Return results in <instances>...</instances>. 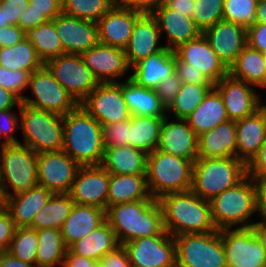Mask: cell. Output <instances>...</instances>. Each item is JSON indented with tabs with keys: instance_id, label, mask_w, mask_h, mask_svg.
<instances>
[{
	"instance_id": "cell-1",
	"label": "cell",
	"mask_w": 266,
	"mask_h": 267,
	"mask_svg": "<svg viewBox=\"0 0 266 267\" xmlns=\"http://www.w3.org/2000/svg\"><path fill=\"white\" fill-rule=\"evenodd\" d=\"M163 212L164 229L173 237L217 231L209 200L191 190L169 193L158 199Z\"/></svg>"
},
{
	"instance_id": "cell-2",
	"label": "cell",
	"mask_w": 266,
	"mask_h": 267,
	"mask_svg": "<svg viewBox=\"0 0 266 267\" xmlns=\"http://www.w3.org/2000/svg\"><path fill=\"white\" fill-rule=\"evenodd\" d=\"M80 166H99L104 157L102 125L80 105L63 116V148Z\"/></svg>"
},
{
	"instance_id": "cell-3",
	"label": "cell",
	"mask_w": 266,
	"mask_h": 267,
	"mask_svg": "<svg viewBox=\"0 0 266 267\" xmlns=\"http://www.w3.org/2000/svg\"><path fill=\"white\" fill-rule=\"evenodd\" d=\"M106 221L120 245L142 237L161 234L163 212L158 200H140L109 206Z\"/></svg>"
},
{
	"instance_id": "cell-4",
	"label": "cell",
	"mask_w": 266,
	"mask_h": 267,
	"mask_svg": "<svg viewBox=\"0 0 266 267\" xmlns=\"http://www.w3.org/2000/svg\"><path fill=\"white\" fill-rule=\"evenodd\" d=\"M193 167L194 162L158 149L149 153L146 180L151 197L191 190Z\"/></svg>"
},
{
	"instance_id": "cell-5",
	"label": "cell",
	"mask_w": 266,
	"mask_h": 267,
	"mask_svg": "<svg viewBox=\"0 0 266 267\" xmlns=\"http://www.w3.org/2000/svg\"><path fill=\"white\" fill-rule=\"evenodd\" d=\"M210 205L218 230L233 229V226L234 229L252 227L255 222L251 221L250 217L256 213L254 180L246 176L236 186L213 197Z\"/></svg>"
},
{
	"instance_id": "cell-6",
	"label": "cell",
	"mask_w": 266,
	"mask_h": 267,
	"mask_svg": "<svg viewBox=\"0 0 266 267\" xmlns=\"http://www.w3.org/2000/svg\"><path fill=\"white\" fill-rule=\"evenodd\" d=\"M247 176L246 164L235 157L197 158L194 161L191 191L211 200Z\"/></svg>"
},
{
	"instance_id": "cell-7",
	"label": "cell",
	"mask_w": 266,
	"mask_h": 267,
	"mask_svg": "<svg viewBox=\"0 0 266 267\" xmlns=\"http://www.w3.org/2000/svg\"><path fill=\"white\" fill-rule=\"evenodd\" d=\"M20 109V130L23 132V145L35 153L62 151L63 116L39 110L23 103Z\"/></svg>"
},
{
	"instance_id": "cell-8",
	"label": "cell",
	"mask_w": 266,
	"mask_h": 267,
	"mask_svg": "<svg viewBox=\"0 0 266 267\" xmlns=\"http://www.w3.org/2000/svg\"><path fill=\"white\" fill-rule=\"evenodd\" d=\"M37 156L23 143L0 146L1 202L6 197L27 191L38 184Z\"/></svg>"
},
{
	"instance_id": "cell-9",
	"label": "cell",
	"mask_w": 266,
	"mask_h": 267,
	"mask_svg": "<svg viewBox=\"0 0 266 267\" xmlns=\"http://www.w3.org/2000/svg\"><path fill=\"white\" fill-rule=\"evenodd\" d=\"M176 267H227L220 231L174 237Z\"/></svg>"
},
{
	"instance_id": "cell-10",
	"label": "cell",
	"mask_w": 266,
	"mask_h": 267,
	"mask_svg": "<svg viewBox=\"0 0 266 267\" xmlns=\"http://www.w3.org/2000/svg\"><path fill=\"white\" fill-rule=\"evenodd\" d=\"M28 89L34 97L29 98L25 95L21 103L35 109L65 116L79 105L45 65L31 73Z\"/></svg>"
},
{
	"instance_id": "cell-11",
	"label": "cell",
	"mask_w": 266,
	"mask_h": 267,
	"mask_svg": "<svg viewBox=\"0 0 266 267\" xmlns=\"http://www.w3.org/2000/svg\"><path fill=\"white\" fill-rule=\"evenodd\" d=\"M44 65L78 103L99 84L79 54H63Z\"/></svg>"
},
{
	"instance_id": "cell-12",
	"label": "cell",
	"mask_w": 266,
	"mask_h": 267,
	"mask_svg": "<svg viewBox=\"0 0 266 267\" xmlns=\"http://www.w3.org/2000/svg\"><path fill=\"white\" fill-rule=\"evenodd\" d=\"M79 105L102 126L131 118L122 83H99Z\"/></svg>"
},
{
	"instance_id": "cell-13",
	"label": "cell",
	"mask_w": 266,
	"mask_h": 267,
	"mask_svg": "<svg viewBox=\"0 0 266 267\" xmlns=\"http://www.w3.org/2000/svg\"><path fill=\"white\" fill-rule=\"evenodd\" d=\"M131 266L176 267V244L166 230L161 234L142 237L123 244Z\"/></svg>"
},
{
	"instance_id": "cell-14",
	"label": "cell",
	"mask_w": 266,
	"mask_h": 267,
	"mask_svg": "<svg viewBox=\"0 0 266 267\" xmlns=\"http://www.w3.org/2000/svg\"><path fill=\"white\" fill-rule=\"evenodd\" d=\"M219 231L227 267H266V252L252 227Z\"/></svg>"
},
{
	"instance_id": "cell-15",
	"label": "cell",
	"mask_w": 266,
	"mask_h": 267,
	"mask_svg": "<svg viewBox=\"0 0 266 267\" xmlns=\"http://www.w3.org/2000/svg\"><path fill=\"white\" fill-rule=\"evenodd\" d=\"M81 166L62 151L37 156V182L53 194L68 193Z\"/></svg>"
},
{
	"instance_id": "cell-16",
	"label": "cell",
	"mask_w": 266,
	"mask_h": 267,
	"mask_svg": "<svg viewBox=\"0 0 266 267\" xmlns=\"http://www.w3.org/2000/svg\"><path fill=\"white\" fill-rule=\"evenodd\" d=\"M110 173L99 166H81L68 192L75 204L107 209Z\"/></svg>"
},
{
	"instance_id": "cell-17",
	"label": "cell",
	"mask_w": 266,
	"mask_h": 267,
	"mask_svg": "<svg viewBox=\"0 0 266 267\" xmlns=\"http://www.w3.org/2000/svg\"><path fill=\"white\" fill-rule=\"evenodd\" d=\"M221 95L228 119L238 121L259 110L260 96L255 87L229 74L214 84Z\"/></svg>"
},
{
	"instance_id": "cell-18",
	"label": "cell",
	"mask_w": 266,
	"mask_h": 267,
	"mask_svg": "<svg viewBox=\"0 0 266 267\" xmlns=\"http://www.w3.org/2000/svg\"><path fill=\"white\" fill-rule=\"evenodd\" d=\"M53 21L64 54L81 55L100 43L96 22L71 17L63 13L56 16Z\"/></svg>"
},
{
	"instance_id": "cell-19",
	"label": "cell",
	"mask_w": 266,
	"mask_h": 267,
	"mask_svg": "<svg viewBox=\"0 0 266 267\" xmlns=\"http://www.w3.org/2000/svg\"><path fill=\"white\" fill-rule=\"evenodd\" d=\"M81 57L98 83H118L131 69L123 49L100 43L83 52Z\"/></svg>"
},
{
	"instance_id": "cell-20",
	"label": "cell",
	"mask_w": 266,
	"mask_h": 267,
	"mask_svg": "<svg viewBox=\"0 0 266 267\" xmlns=\"http://www.w3.org/2000/svg\"><path fill=\"white\" fill-rule=\"evenodd\" d=\"M142 11L114 4L97 22L100 44L125 49Z\"/></svg>"
},
{
	"instance_id": "cell-21",
	"label": "cell",
	"mask_w": 266,
	"mask_h": 267,
	"mask_svg": "<svg viewBox=\"0 0 266 267\" xmlns=\"http://www.w3.org/2000/svg\"><path fill=\"white\" fill-rule=\"evenodd\" d=\"M202 34L228 68L248 45L247 28L226 20L218 21Z\"/></svg>"
},
{
	"instance_id": "cell-22",
	"label": "cell",
	"mask_w": 266,
	"mask_h": 267,
	"mask_svg": "<svg viewBox=\"0 0 266 267\" xmlns=\"http://www.w3.org/2000/svg\"><path fill=\"white\" fill-rule=\"evenodd\" d=\"M168 120L167 114L162 122L157 149L194 162L198 158V135L186 119Z\"/></svg>"
},
{
	"instance_id": "cell-23",
	"label": "cell",
	"mask_w": 266,
	"mask_h": 267,
	"mask_svg": "<svg viewBox=\"0 0 266 267\" xmlns=\"http://www.w3.org/2000/svg\"><path fill=\"white\" fill-rule=\"evenodd\" d=\"M174 52L182 61L201 71L213 84L228 75V67L216 55L203 34L180 45Z\"/></svg>"
},
{
	"instance_id": "cell-24",
	"label": "cell",
	"mask_w": 266,
	"mask_h": 267,
	"mask_svg": "<svg viewBox=\"0 0 266 267\" xmlns=\"http://www.w3.org/2000/svg\"><path fill=\"white\" fill-rule=\"evenodd\" d=\"M151 14L157 21L161 35H167V44L164 46L170 50L174 51L202 34L191 17L167 7L163 2Z\"/></svg>"
},
{
	"instance_id": "cell-25",
	"label": "cell",
	"mask_w": 266,
	"mask_h": 267,
	"mask_svg": "<svg viewBox=\"0 0 266 267\" xmlns=\"http://www.w3.org/2000/svg\"><path fill=\"white\" fill-rule=\"evenodd\" d=\"M160 29L151 13H143L135 22L132 35L124 49L130 67L140 60L165 49L159 44Z\"/></svg>"
},
{
	"instance_id": "cell-26",
	"label": "cell",
	"mask_w": 266,
	"mask_h": 267,
	"mask_svg": "<svg viewBox=\"0 0 266 267\" xmlns=\"http://www.w3.org/2000/svg\"><path fill=\"white\" fill-rule=\"evenodd\" d=\"M52 195L47 188L37 184L27 191L6 197L2 206L8 211L17 228L30 227L34 216Z\"/></svg>"
},
{
	"instance_id": "cell-27",
	"label": "cell",
	"mask_w": 266,
	"mask_h": 267,
	"mask_svg": "<svg viewBox=\"0 0 266 267\" xmlns=\"http://www.w3.org/2000/svg\"><path fill=\"white\" fill-rule=\"evenodd\" d=\"M236 121L227 120L198 135V158L235 157Z\"/></svg>"
},
{
	"instance_id": "cell-28",
	"label": "cell",
	"mask_w": 266,
	"mask_h": 267,
	"mask_svg": "<svg viewBox=\"0 0 266 267\" xmlns=\"http://www.w3.org/2000/svg\"><path fill=\"white\" fill-rule=\"evenodd\" d=\"M131 79L148 89H156L160 82L175 71V52L168 48L140 60L131 67Z\"/></svg>"
},
{
	"instance_id": "cell-29",
	"label": "cell",
	"mask_w": 266,
	"mask_h": 267,
	"mask_svg": "<svg viewBox=\"0 0 266 267\" xmlns=\"http://www.w3.org/2000/svg\"><path fill=\"white\" fill-rule=\"evenodd\" d=\"M236 131V158L247 165L265 142L266 116L259 109L254 114L236 121Z\"/></svg>"
},
{
	"instance_id": "cell-30",
	"label": "cell",
	"mask_w": 266,
	"mask_h": 267,
	"mask_svg": "<svg viewBox=\"0 0 266 267\" xmlns=\"http://www.w3.org/2000/svg\"><path fill=\"white\" fill-rule=\"evenodd\" d=\"M106 221V210L75 204L61 227V235L67 248L84 238Z\"/></svg>"
},
{
	"instance_id": "cell-31",
	"label": "cell",
	"mask_w": 266,
	"mask_h": 267,
	"mask_svg": "<svg viewBox=\"0 0 266 267\" xmlns=\"http://www.w3.org/2000/svg\"><path fill=\"white\" fill-rule=\"evenodd\" d=\"M129 75L122 82L123 98L131 115L162 117L167 116V109L161 103L155 89L144 88L134 82Z\"/></svg>"
},
{
	"instance_id": "cell-32",
	"label": "cell",
	"mask_w": 266,
	"mask_h": 267,
	"mask_svg": "<svg viewBox=\"0 0 266 267\" xmlns=\"http://www.w3.org/2000/svg\"><path fill=\"white\" fill-rule=\"evenodd\" d=\"M140 200H153L147 186L146 174H110L107 208Z\"/></svg>"
},
{
	"instance_id": "cell-33",
	"label": "cell",
	"mask_w": 266,
	"mask_h": 267,
	"mask_svg": "<svg viewBox=\"0 0 266 267\" xmlns=\"http://www.w3.org/2000/svg\"><path fill=\"white\" fill-rule=\"evenodd\" d=\"M147 156L132 146L105 147L101 166L110 174H146Z\"/></svg>"
},
{
	"instance_id": "cell-34",
	"label": "cell",
	"mask_w": 266,
	"mask_h": 267,
	"mask_svg": "<svg viewBox=\"0 0 266 267\" xmlns=\"http://www.w3.org/2000/svg\"><path fill=\"white\" fill-rule=\"evenodd\" d=\"M229 120L223 99L213 88L204 97L197 108L186 118L188 125L197 134L211 130Z\"/></svg>"
},
{
	"instance_id": "cell-35",
	"label": "cell",
	"mask_w": 266,
	"mask_h": 267,
	"mask_svg": "<svg viewBox=\"0 0 266 267\" xmlns=\"http://www.w3.org/2000/svg\"><path fill=\"white\" fill-rule=\"evenodd\" d=\"M119 245L114 230L105 221L84 238L73 243L68 249L73 254L99 262L105 254Z\"/></svg>"
},
{
	"instance_id": "cell-36",
	"label": "cell",
	"mask_w": 266,
	"mask_h": 267,
	"mask_svg": "<svg viewBox=\"0 0 266 267\" xmlns=\"http://www.w3.org/2000/svg\"><path fill=\"white\" fill-rule=\"evenodd\" d=\"M228 74L254 87H266L263 54L247 45L228 68Z\"/></svg>"
},
{
	"instance_id": "cell-37",
	"label": "cell",
	"mask_w": 266,
	"mask_h": 267,
	"mask_svg": "<svg viewBox=\"0 0 266 267\" xmlns=\"http://www.w3.org/2000/svg\"><path fill=\"white\" fill-rule=\"evenodd\" d=\"M162 117L131 115L130 146L149 154L158 147Z\"/></svg>"
},
{
	"instance_id": "cell-38",
	"label": "cell",
	"mask_w": 266,
	"mask_h": 267,
	"mask_svg": "<svg viewBox=\"0 0 266 267\" xmlns=\"http://www.w3.org/2000/svg\"><path fill=\"white\" fill-rule=\"evenodd\" d=\"M37 235L36 264L39 267L62 266L68 248L63 241L60 229H40L37 230Z\"/></svg>"
},
{
	"instance_id": "cell-39",
	"label": "cell",
	"mask_w": 266,
	"mask_h": 267,
	"mask_svg": "<svg viewBox=\"0 0 266 267\" xmlns=\"http://www.w3.org/2000/svg\"><path fill=\"white\" fill-rule=\"evenodd\" d=\"M73 206L74 202L68 193L53 194L34 216L30 228L36 230L45 228L61 229Z\"/></svg>"
},
{
	"instance_id": "cell-40",
	"label": "cell",
	"mask_w": 266,
	"mask_h": 267,
	"mask_svg": "<svg viewBox=\"0 0 266 267\" xmlns=\"http://www.w3.org/2000/svg\"><path fill=\"white\" fill-rule=\"evenodd\" d=\"M0 66L9 70H24L30 73L44 66L35 48L26 38L11 47L0 48Z\"/></svg>"
},
{
	"instance_id": "cell-41",
	"label": "cell",
	"mask_w": 266,
	"mask_h": 267,
	"mask_svg": "<svg viewBox=\"0 0 266 267\" xmlns=\"http://www.w3.org/2000/svg\"><path fill=\"white\" fill-rule=\"evenodd\" d=\"M25 38L31 42L44 64L48 60L64 54L53 20L40 24L35 28L27 29Z\"/></svg>"
},
{
	"instance_id": "cell-42",
	"label": "cell",
	"mask_w": 266,
	"mask_h": 267,
	"mask_svg": "<svg viewBox=\"0 0 266 267\" xmlns=\"http://www.w3.org/2000/svg\"><path fill=\"white\" fill-rule=\"evenodd\" d=\"M214 85L181 84L180 91L167 108L174 118L186 119L203 101Z\"/></svg>"
},
{
	"instance_id": "cell-43",
	"label": "cell",
	"mask_w": 266,
	"mask_h": 267,
	"mask_svg": "<svg viewBox=\"0 0 266 267\" xmlns=\"http://www.w3.org/2000/svg\"><path fill=\"white\" fill-rule=\"evenodd\" d=\"M62 13L98 22L116 3L114 0H61Z\"/></svg>"
},
{
	"instance_id": "cell-44",
	"label": "cell",
	"mask_w": 266,
	"mask_h": 267,
	"mask_svg": "<svg viewBox=\"0 0 266 267\" xmlns=\"http://www.w3.org/2000/svg\"><path fill=\"white\" fill-rule=\"evenodd\" d=\"M37 246V230L19 227L15 231L7 252L21 261L36 263Z\"/></svg>"
},
{
	"instance_id": "cell-45",
	"label": "cell",
	"mask_w": 266,
	"mask_h": 267,
	"mask_svg": "<svg viewBox=\"0 0 266 267\" xmlns=\"http://www.w3.org/2000/svg\"><path fill=\"white\" fill-rule=\"evenodd\" d=\"M258 0H224L223 18L249 28L255 24Z\"/></svg>"
},
{
	"instance_id": "cell-46",
	"label": "cell",
	"mask_w": 266,
	"mask_h": 267,
	"mask_svg": "<svg viewBox=\"0 0 266 267\" xmlns=\"http://www.w3.org/2000/svg\"><path fill=\"white\" fill-rule=\"evenodd\" d=\"M223 11L224 0H195L192 19L203 32L218 21L224 20Z\"/></svg>"
},
{
	"instance_id": "cell-47",
	"label": "cell",
	"mask_w": 266,
	"mask_h": 267,
	"mask_svg": "<svg viewBox=\"0 0 266 267\" xmlns=\"http://www.w3.org/2000/svg\"><path fill=\"white\" fill-rule=\"evenodd\" d=\"M31 73L24 70H9L0 66V86L16 95L21 101L28 89Z\"/></svg>"
},
{
	"instance_id": "cell-48",
	"label": "cell",
	"mask_w": 266,
	"mask_h": 267,
	"mask_svg": "<svg viewBox=\"0 0 266 267\" xmlns=\"http://www.w3.org/2000/svg\"><path fill=\"white\" fill-rule=\"evenodd\" d=\"M104 147L130 146V119L102 126Z\"/></svg>"
},
{
	"instance_id": "cell-49",
	"label": "cell",
	"mask_w": 266,
	"mask_h": 267,
	"mask_svg": "<svg viewBox=\"0 0 266 267\" xmlns=\"http://www.w3.org/2000/svg\"><path fill=\"white\" fill-rule=\"evenodd\" d=\"M18 116L20 115L16 114L13 109L0 111V146L21 143L14 136L16 129L20 130V117Z\"/></svg>"
},
{
	"instance_id": "cell-50",
	"label": "cell",
	"mask_w": 266,
	"mask_h": 267,
	"mask_svg": "<svg viewBox=\"0 0 266 267\" xmlns=\"http://www.w3.org/2000/svg\"><path fill=\"white\" fill-rule=\"evenodd\" d=\"M28 6V0H0V27L17 26L19 16Z\"/></svg>"
},
{
	"instance_id": "cell-51",
	"label": "cell",
	"mask_w": 266,
	"mask_h": 267,
	"mask_svg": "<svg viewBox=\"0 0 266 267\" xmlns=\"http://www.w3.org/2000/svg\"><path fill=\"white\" fill-rule=\"evenodd\" d=\"M174 71L180 78L182 84L214 85L201 71L193 68L189 63L182 61L176 54Z\"/></svg>"
},
{
	"instance_id": "cell-52",
	"label": "cell",
	"mask_w": 266,
	"mask_h": 267,
	"mask_svg": "<svg viewBox=\"0 0 266 267\" xmlns=\"http://www.w3.org/2000/svg\"><path fill=\"white\" fill-rule=\"evenodd\" d=\"M181 84L180 78L174 72L161 81L159 86L155 89L161 103L166 107V109L174 101L176 95L180 91Z\"/></svg>"
},
{
	"instance_id": "cell-53",
	"label": "cell",
	"mask_w": 266,
	"mask_h": 267,
	"mask_svg": "<svg viewBox=\"0 0 266 267\" xmlns=\"http://www.w3.org/2000/svg\"><path fill=\"white\" fill-rule=\"evenodd\" d=\"M17 227L8 211L0 205V252L8 251Z\"/></svg>"
},
{
	"instance_id": "cell-54",
	"label": "cell",
	"mask_w": 266,
	"mask_h": 267,
	"mask_svg": "<svg viewBox=\"0 0 266 267\" xmlns=\"http://www.w3.org/2000/svg\"><path fill=\"white\" fill-rule=\"evenodd\" d=\"M246 168L247 176L252 179L266 178V139Z\"/></svg>"
},
{
	"instance_id": "cell-55",
	"label": "cell",
	"mask_w": 266,
	"mask_h": 267,
	"mask_svg": "<svg viewBox=\"0 0 266 267\" xmlns=\"http://www.w3.org/2000/svg\"><path fill=\"white\" fill-rule=\"evenodd\" d=\"M99 263L102 267H131L129 257L123 245L105 254Z\"/></svg>"
},
{
	"instance_id": "cell-56",
	"label": "cell",
	"mask_w": 266,
	"mask_h": 267,
	"mask_svg": "<svg viewBox=\"0 0 266 267\" xmlns=\"http://www.w3.org/2000/svg\"><path fill=\"white\" fill-rule=\"evenodd\" d=\"M31 10L44 14L49 20H53L62 13L61 0H28Z\"/></svg>"
},
{
	"instance_id": "cell-57",
	"label": "cell",
	"mask_w": 266,
	"mask_h": 267,
	"mask_svg": "<svg viewBox=\"0 0 266 267\" xmlns=\"http://www.w3.org/2000/svg\"><path fill=\"white\" fill-rule=\"evenodd\" d=\"M248 45L263 53L266 52V24L255 23L247 29Z\"/></svg>"
},
{
	"instance_id": "cell-58",
	"label": "cell",
	"mask_w": 266,
	"mask_h": 267,
	"mask_svg": "<svg viewBox=\"0 0 266 267\" xmlns=\"http://www.w3.org/2000/svg\"><path fill=\"white\" fill-rule=\"evenodd\" d=\"M50 21L44 14L36 13L31 10V4H29L27 9H24L18 19L17 26L26 31L30 28H35L40 24Z\"/></svg>"
},
{
	"instance_id": "cell-59",
	"label": "cell",
	"mask_w": 266,
	"mask_h": 267,
	"mask_svg": "<svg viewBox=\"0 0 266 267\" xmlns=\"http://www.w3.org/2000/svg\"><path fill=\"white\" fill-rule=\"evenodd\" d=\"M25 39V31L18 26L8 25L0 27V48L11 47Z\"/></svg>"
},
{
	"instance_id": "cell-60",
	"label": "cell",
	"mask_w": 266,
	"mask_h": 267,
	"mask_svg": "<svg viewBox=\"0 0 266 267\" xmlns=\"http://www.w3.org/2000/svg\"><path fill=\"white\" fill-rule=\"evenodd\" d=\"M256 190V213L266 221V178L253 179Z\"/></svg>"
},
{
	"instance_id": "cell-61",
	"label": "cell",
	"mask_w": 266,
	"mask_h": 267,
	"mask_svg": "<svg viewBox=\"0 0 266 267\" xmlns=\"http://www.w3.org/2000/svg\"><path fill=\"white\" fill-rule=\"evenodd\" d=\"M164 0H118L116 4L119 6L142 11L143 13H151Z\"/></svg>"
},
{
	"instance_id": "cell-62",
	"label": "cell",
	"mask_w": 266,
	"mask_h": 267,
	"mask_svg": "<svg viewBox=\"0 0 266 267\" xmlns=\"http://www.w3.org/2000/svg\"><path fill=\"white\" fill-rule=\"evenodd\" d=\"M64 267H102L99 262L85 258L83 256L73 254L67 249L64 258Z\"/></svg>"
},
{
	"instance_id": "cell-63",
	"label": "cell",
	"mask_w": 266,
	"mask_h": 267,
	"mask_svg": "<svg viewBox=\"0 0 266 267\" xmlns=\"http://www.w3.org/2000/svg\"><path fill=\"white\" fill-rule=\"evenodd\" d=\"M195 0H164L163 3L173 9L177 10L180 13H183L185 16L191 17L193 15Z\"/></svg>"
},
{
	"instance_id": "cell-64",
	"label": "cell",
	"mask_w": 266,
	"mask_h": 267,
	"mask_svg": "<svg viewBox=\"0 0 266 267\" xmlns=\"http://www.w3.org/2000/svg\"><path fill=\"white\" fill-rule=\"evenodd\" d=\"M21 100L9 90L0 86V111L15 108V105H20Z\"/></svg>"
},
{
	"instance_id": "cell-65",
	"label": "cell",
	"mask_w": 266,
	"mask_h": 267,
	"mask_svg": "<svg viewBox=\"0 0 266 267\" xmlns=\"http://www.w3.org/2000/svg\"><path fill=\"white\" fill-rule=\"evenodd\" d=\"M1 267H39L36 263H28L17 259L7 251L0 252Z\"/></svg>"
},
{
	"instance_id": "cell-66",
	"label": "cell",
	"mask_w": 266,
	"mask_h": 267,
	"mask_svg": "<svg viewBox=\"0 0 266 267\" xmlns=\"http://www.w3.org/2000/svg\"><path fill=\"white\" fill-rule=\"evenodd\" d=\"M252 228L256 237L259 239L261 246L266 252V221L255 222Z\"/></svg>"
},
{
	"instance_id": "cell-67",
	"label": "cell",
	"mask_w": 266,
	"mask_h": 267,
	"mask_svg": "<svg viewBox=\"0 0 266 267\" xmlns=\"http://www.w3.org/2000/svg\"><path fill=\"white\" fill-rule=\"evenodd\" d=\"M255 23L266 24V0H258L257 2Z\"/></svg>"
},
{
	"instance_id": "cell-68",
	"label": "cell",
	"mask_w": 266,
	"mask_h": 267,
	"mask_svg": "<svg viewBox=\"0 0 266 267\" xmlns=\"http://www.w3.org/2000/svg\"><path fill=\"white\" fill-rule=\"evenodd\" d=\"M266 87H264L265 89ZM259 109L263 112V114L266 116V104L263 103V101L261 100L260 97V105H259Z\"/></svg>"
},
{
	"instance_id": "cell-69",
	"label": "cell",
	"mask_w": 266,
	"mask_h": 267,
	"mask_svg": "<svg viewBox=\"0 0 266 267\" xmlns=\"http://www.w3.org/2000/svg\"><path fill=\"white\" fill-rule=\"evenodd\" d=\"M1 188H2V172H1V161H0V199H1Z\"/></svg>"
},
{
	"instance_id": "cell-70",
	"label": "cell",
	"mask_w": 266,
	"mask_h": 267,
	"mask_svg": "<svg viewBox=\"0 0 266 267\" xmlns=\"http://www.w3.org/2000/svg\"><path fill=\"white\" fill-rule=\"evenodd\" d=\"M262 54H263V58H264V63L266 65V52H263Z\"/></svg>"
}]
</instances>
